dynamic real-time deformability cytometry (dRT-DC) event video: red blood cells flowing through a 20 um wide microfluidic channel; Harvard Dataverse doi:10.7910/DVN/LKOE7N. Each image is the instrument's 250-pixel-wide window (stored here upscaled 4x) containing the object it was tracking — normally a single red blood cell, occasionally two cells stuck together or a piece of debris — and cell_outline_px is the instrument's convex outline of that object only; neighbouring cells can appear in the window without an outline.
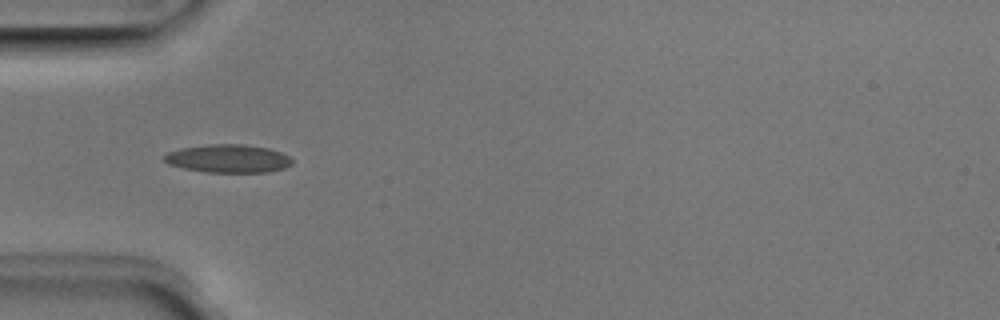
{"species": "Egyptian fruit bat (a non-hibernating species)", "species_latin": "Rousettus aegyptiacus", "temperature_condition": "room temperature", "stored_images_in_passage": 7, "camera_frame_rate_fps": 3000, "um_per_image_px": 0.085, "animal": {"sex": "male"}, "frame": {"image": 1, "passage_image": 4, "time_ms": 1.0, "image_size_px": [1000, 320], "cell_outline_px": [[292, 164], [284, 168], [268, 172], [204, 172], [184, 168], [168, 164], [164, 160], [164, 156], [168, 152], [180, 148], [208, 144], [244, 144], [268, 148], [280, 152], [288, 156], [292, 160]], "centroid_in_image_um": [19.39, 13.47], "position_along_channel_um": 65.6, "area_um2": 20.98}}
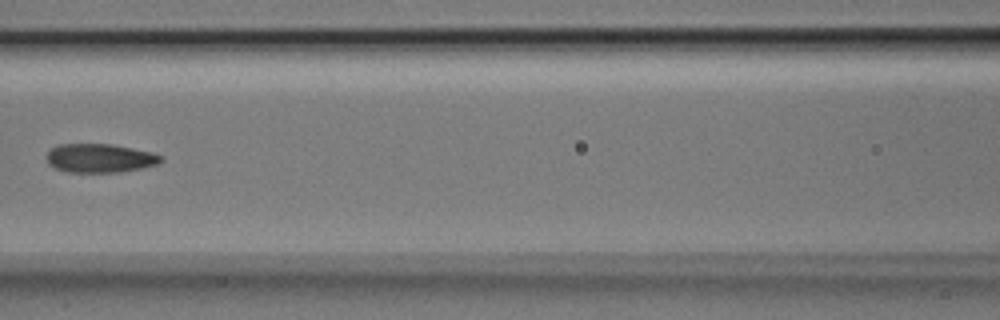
{"frame": {"image": 2, "passage_image": 6, "time_ms": 1.667, "image_size_px": [1000, 320], "cell_outline_px": [[164, 160], [156, 164], [144, 168], [120, 172], [68, 172], [56, 168], [48, 164], [48, 152], [52, 148], [60, 144], [112, 144], [152, 152], [164, 156]], "centroid_in_image_um": [8.54, 13.44], "position_along_channel_um": 158.1, "area_um2": 19.19}}
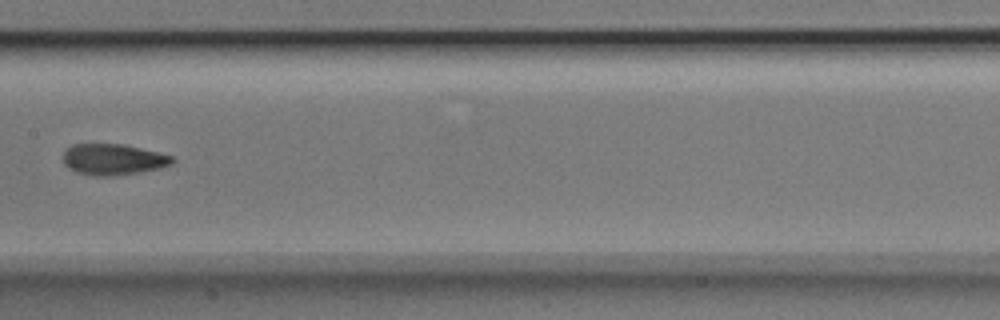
{"frame": {"image": 3, "passage_image": 7, "time_ms": 2.0, "image_size_px": [1000, 320], "cell_outline_px": [[176, 160], [172, 164], [160, 168], [136, 172], [108, 176], [92, 176], [76, 172], [68, 168], [64, 164], [64, 152], [72, 144], [124, 144], [172, 156]], "centroid_in_image_um": [9.6, 13.55], "position_along_channel_um": 197.8, "area_um2": 19.59}}